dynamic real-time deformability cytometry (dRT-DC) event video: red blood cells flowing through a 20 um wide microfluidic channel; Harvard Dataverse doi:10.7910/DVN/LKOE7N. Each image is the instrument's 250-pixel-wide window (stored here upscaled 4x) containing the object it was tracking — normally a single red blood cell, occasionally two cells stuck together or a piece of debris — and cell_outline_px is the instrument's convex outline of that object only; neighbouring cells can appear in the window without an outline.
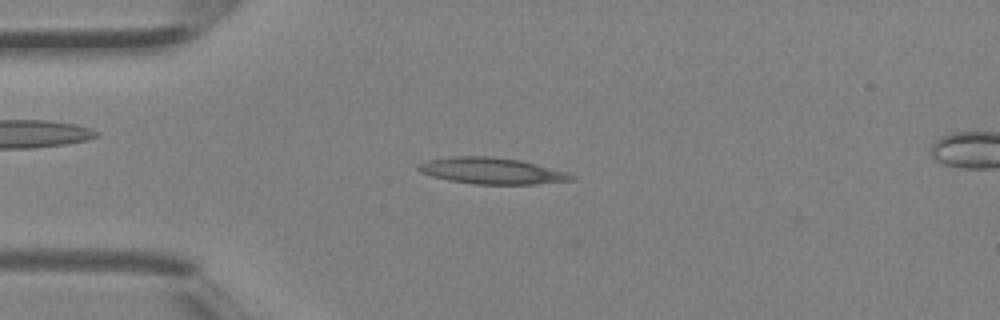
{"species": "Egyptian fruit bat (a non-hibernating species)", "species_latin": "Rousettus aegyptiacus", "temperature_condition": "room temperature", "stored_images_in_passage": 3, "camera_frame_rate_fps": 3000, "um_per_image_px": 0.085, "animal": {"sex": "female"}, "frame": {"image": 1, "passage_image": 2, "time_ms": 0.333, "image_size_px": [1000, 320], "cell_outline_px": [[576, 180], [536, 184], [476, 184], [448, 180], [432, 176], [420, 172], [416, 168], [416, 164], [424, 160], [456, 156], [492, 156], [520, 160], [568, 172], [576, 176]], "centroid_in_image_um": [41.79, 14.52], "position_along_channel_um": 43.2, "area_um2": 23.7}}